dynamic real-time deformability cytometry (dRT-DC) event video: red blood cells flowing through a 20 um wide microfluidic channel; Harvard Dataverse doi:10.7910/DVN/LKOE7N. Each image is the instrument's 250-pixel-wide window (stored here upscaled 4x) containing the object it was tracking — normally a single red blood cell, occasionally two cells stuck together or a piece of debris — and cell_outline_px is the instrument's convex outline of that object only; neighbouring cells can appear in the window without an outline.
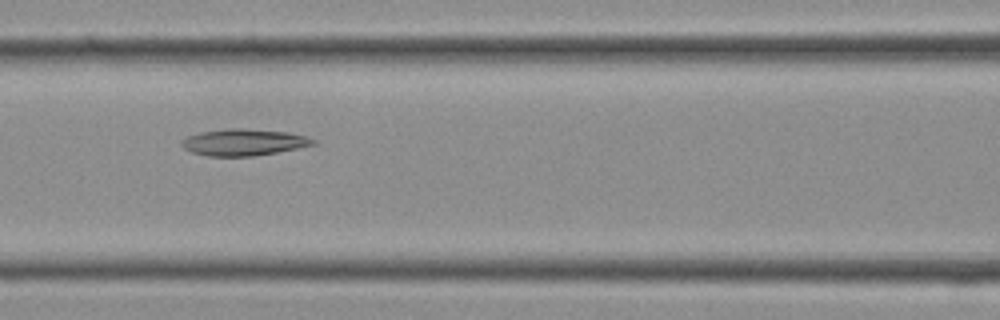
{"species": "Egyptian fruit bat (a non-hibernating species)", "species_latin": "Rousettus aegyptiacus", "temperature_condition": "cold", "stored_images_in_passage": 29, "camera_frame_rate_fps": 3000, "um_per_image_px": 0.085, "frame": {"image": 1, "passage_image": 12, "time_ms": 3.667, "image_size_px": [1000, 320], "cell_outline_px": [[316, 144], [276, 152], [252, 156], [208, 156], [192, 152], [184, 148], [180, 144], [188, 136], [200, 132], [232, 128], [240, 128], [288, 132], [304, 136], [316, 140]], "centroid_in_image_um": [20.71, 12.09], "position_along_channel_um": 145.9, "area_um2": 20.06}}
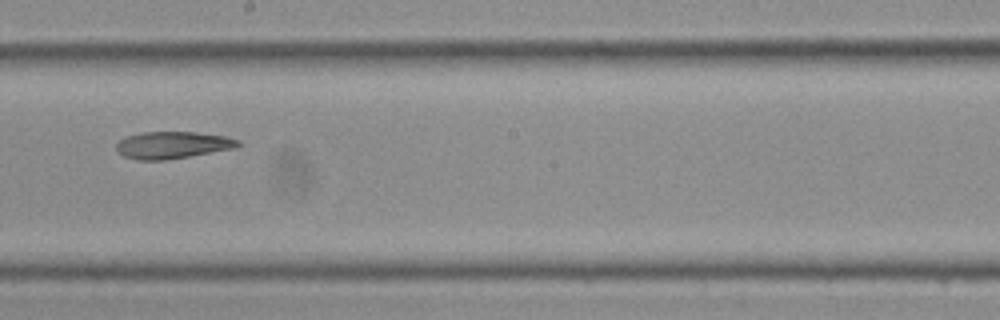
{"frame": {"image": 2, "passage_image": 16, "time_ms": 5.0, "image_size_px": [1000, 320], "cell_outline_px": [[240, 144], [232, 148], [188, 156], [164, 160], [136, 160], [124, 156], [116, 148], [116, 144], [120, 140], [128, 136], [140, 132], [196, 132], [224, 136], [240, 140]], "centroid_in_image_um": [14.63, 12.32], "position_along_channel_um": 233.6, "area_um2": 18.84}}
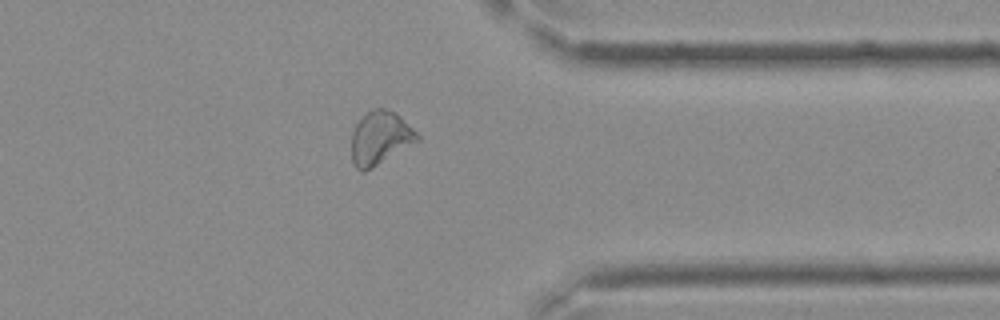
{"frame": {"image": 3, "passage_image": 23, "time_ms": 7.333, "image_size_px": [1000, 320], "cell_outline_px": [[420, 140], [372, 168], [364, 172], [360, 172], [356, 168], [352, 160], [352, 132], [356, 124], [372, 108], [384, 108], [400, 116], [420, 136]], "centroid_in_image_um": [32.31, 11.75], "position_along_channel_um": 379.1, "area_um2": 20.23}}